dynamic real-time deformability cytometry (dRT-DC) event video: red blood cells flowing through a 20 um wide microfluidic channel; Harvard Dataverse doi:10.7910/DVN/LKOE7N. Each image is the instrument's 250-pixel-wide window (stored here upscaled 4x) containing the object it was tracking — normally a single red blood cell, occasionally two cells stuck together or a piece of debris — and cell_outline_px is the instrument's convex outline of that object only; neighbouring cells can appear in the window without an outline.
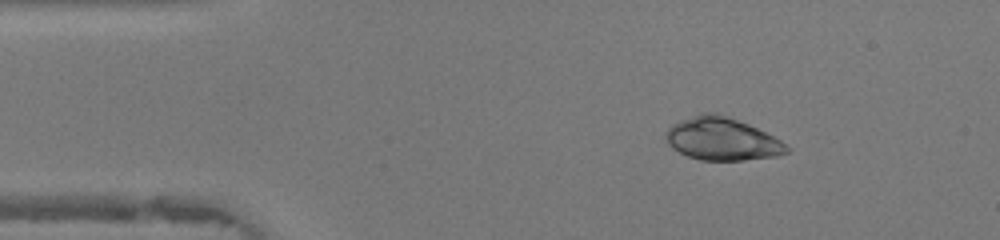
{"species": "human", "species_latin": "Homo sapiens", "temperature_condition": "warm", "stored_images_in_passage": 46, "camera_frame_rate_fps": 3000, "um_per_image_px": 0.085, "donor": {"sex": "female"}, "frame": {"image": 1, "passage_image": 7, "time_ms": 2.0, "image_size_px": [1000, 240], "cell_outline_px": [[788, 152], [780, 156], [744, 160], [700, 160], [688, 156], [672, 148], [668, 144], [664, 136], [668, 128], [684, 120], [708, 112], [716, 112], [748, 124], [780, 140], [788, 148]], "centroid_in_image_um": [61.38, 11.84], "position_along_channel_um": 23.6, "area_um2": 29.54}}
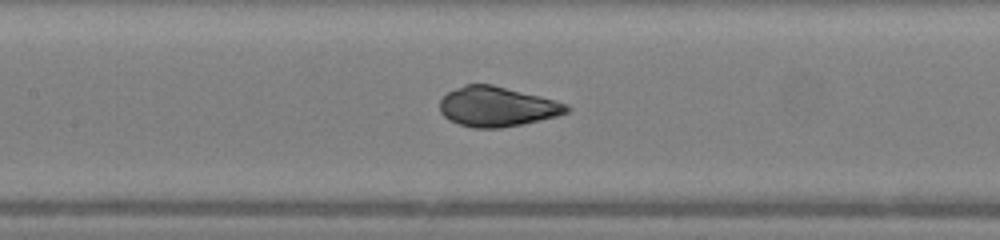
{"frame": {"image": 2, "passage_image": 21, "time_ms": 6.667, "image_size_px": [1000, 240], "cell_outline_px": [[572, 108], [568, 112], [560, 116], [524, 124], [500, 128], [472, 128], [460, 124], [444, 116], [440, 112], [440, 100], [448, 92], [464, 84], [492, 84], [568, 104]], "centroid_in_image_um": [42.27, 9.07], "position_along_channel_um": 165.1, "area_um2": 29.42}}
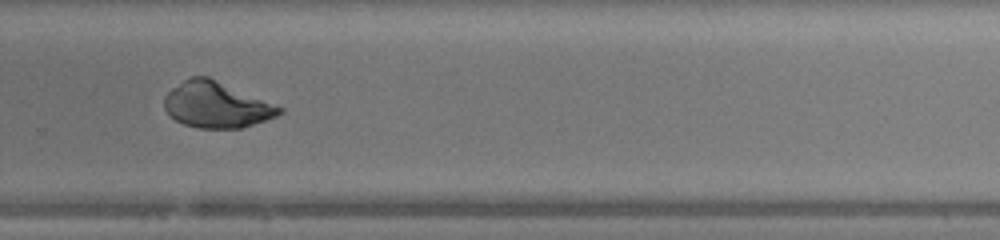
{"frame": {"image": 3, "passage_image": 31, "time_ms": 10.0, "image_size_px": [1000, 240], "cell_outline_px": [[284, 112], [276, 116], [240, 128], [200, 128], [184, 124], [176, 120], [164, 108], [164, 96], [172, 88], [184, 80], [192, 76], [208, 76], [284, 108]], "centroid_in_image_um": [18.39, 8.9], "position_along_channel_um": 311.4, "area_um2": 30.4}, "authors_computed_cell_mechanics": {"area_um2": 30.2583, "velocity_mm_per_s": 4.4025, "shape_relaxation_time_tau1_ms": 3.7694, "shape_relaxation_time_tau2_ms": null, "deformation_change_tau1": 0.1747, "deformation_change_tau2": null}}